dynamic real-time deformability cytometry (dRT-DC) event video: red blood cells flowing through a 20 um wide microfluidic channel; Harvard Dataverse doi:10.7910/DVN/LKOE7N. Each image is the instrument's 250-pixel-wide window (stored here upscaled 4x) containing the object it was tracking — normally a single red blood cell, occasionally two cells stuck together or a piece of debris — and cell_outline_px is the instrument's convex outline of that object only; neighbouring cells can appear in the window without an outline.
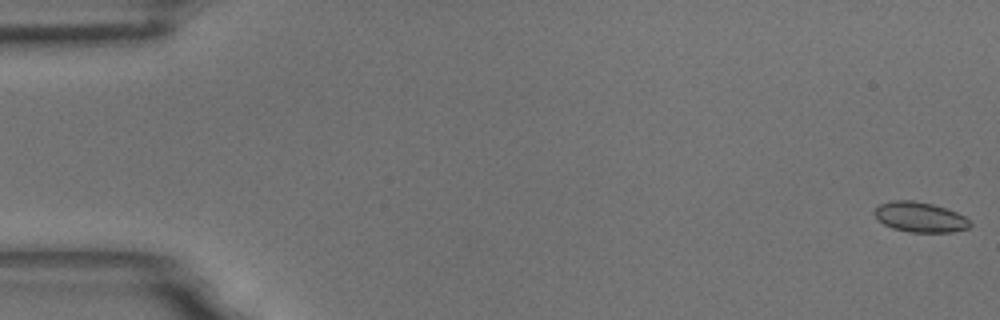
{"species": "common noctule bat (a hibernating species)", "species_latin": "Nyctalus noctula", "temperature_condition": "room temperature", "stored_images_in_passage": 57, "camera_frame_rate_fps": 3000, "um_per_image_px": 0.085, "animal": {"sex": "male", "body_mass_g": 18.8}, "frame": {"image": 1, "passage_image": 1, "time_ms": 0.0, "image_size_px": [1000, 320], "cell_outline_px": [[972, 224], [968, 228], [952, 232], [912, 232], [892, 228], [884, 224], [872, 212], [880, 204], [892, 200], [912, 200], [932, 204], [956, 212], [964, 216]], "centroid_in_image_um": [78.19, 18.45], "position_along_channel_um": 6.8, "area_um2": 16.59}}
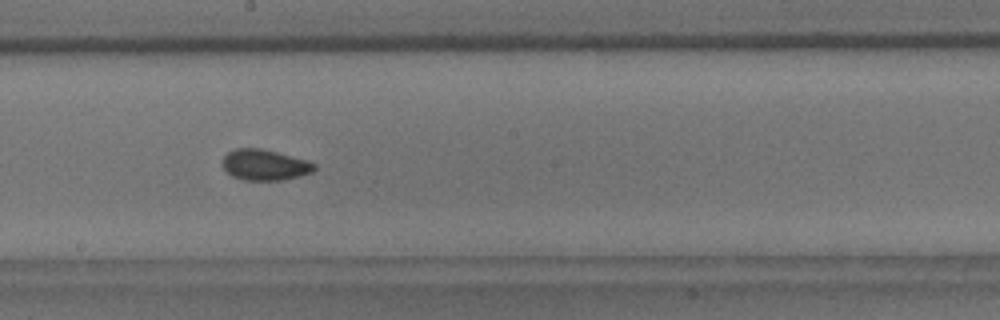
{"frame": {"image": 2, "passage_image": 32, "time_ms": 10.333, "image_size_px": [1000, 320], "cell_outline_px": [[316, 168], [312, 172], [284, 180], [244, 180], [232, 176], [224, 168], [224, 156], [228, 152], [236, 148], [260, 148], [308, 160], [316, 164]], "centroid_in_image_um": [22.53, 14.01], "position_along_channel_um": 225.7, "area_um2": 16.36}}
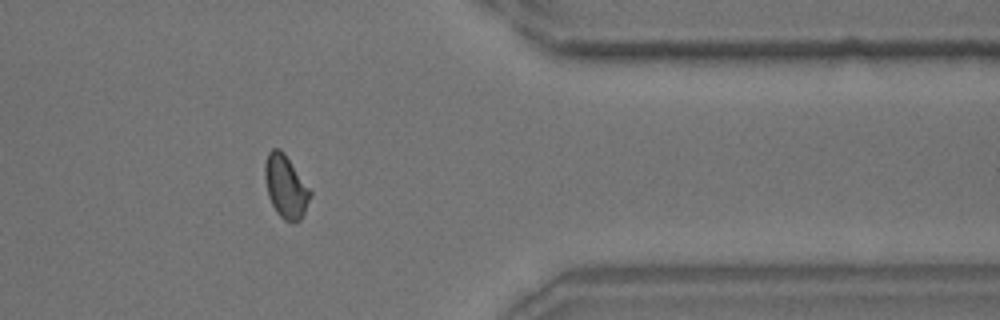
{"frame": {"image": 3, "passage_image": 47, "time_ms": 15.333, "image_size_px": [1000, 320], "cell_outline_px": [[312, 196], [300, 220], [296, 224], [292, 224], [284, 220], [276, 212], [268, 196], [264, 176], [264, 164], [268, 152], [272, 148], [280, 148], [284, 152], [312, 192]], "centroid_in_image_um": [24.28, 15.87], "position_along_channel_um": 387.1, "area_um2": 16.82}, "authors_computed_cell_mechanics": {"area_um2": 16.2418, "velocity_mm_per_s": 3.5503, "shape_relaxation_time_tau1_ms": null, "shape_relaxation_time_tau2_ms": 1.4858, "deformation_change_tau1": null, "deformation_change_tau2": 0.0461}}